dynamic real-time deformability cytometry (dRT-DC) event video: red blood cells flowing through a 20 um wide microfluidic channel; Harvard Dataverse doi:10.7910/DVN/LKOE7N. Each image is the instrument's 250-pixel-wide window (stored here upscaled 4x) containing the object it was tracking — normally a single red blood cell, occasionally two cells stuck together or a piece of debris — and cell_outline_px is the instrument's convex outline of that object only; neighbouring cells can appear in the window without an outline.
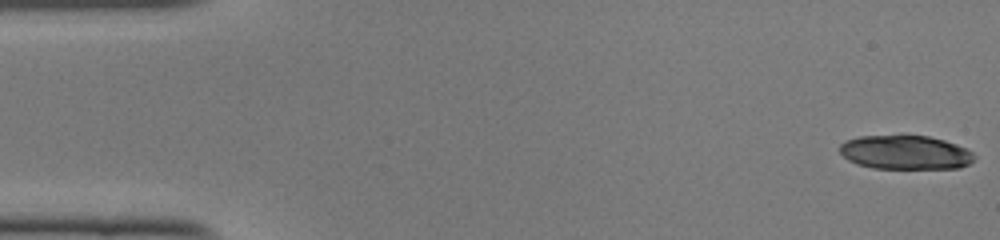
{"species": "common noctule bat (a hibernating species)", "species_latin": "Nyctalus noctula", "temperature_condition": "cold", "stored_images_in_passage": 8, "camera_frame_rate_fps": 3000, "um_per_image_px": 0.085, "animal": {"sex": "female", "body_mass_g": 22.0, "forearm_length_mm": 56.7}, "frame": {"image": 1, "passage_image": 1, "time_ms": 0.0, "image_size_px": [1000, 240], "cell_outline_px": [[976, 156], [968, 164], [960, 168], [872, 168], [856, 164], [848, 160], [840, 152], [840, 144], [844, 140], [860, 136], [928, 136], [944, 140], [956, 144], [972, 152]], "centroid_in_image_um": [76.93, 12.96], "position_along_channel_um": 8.1, "area_um2": 26.53}}